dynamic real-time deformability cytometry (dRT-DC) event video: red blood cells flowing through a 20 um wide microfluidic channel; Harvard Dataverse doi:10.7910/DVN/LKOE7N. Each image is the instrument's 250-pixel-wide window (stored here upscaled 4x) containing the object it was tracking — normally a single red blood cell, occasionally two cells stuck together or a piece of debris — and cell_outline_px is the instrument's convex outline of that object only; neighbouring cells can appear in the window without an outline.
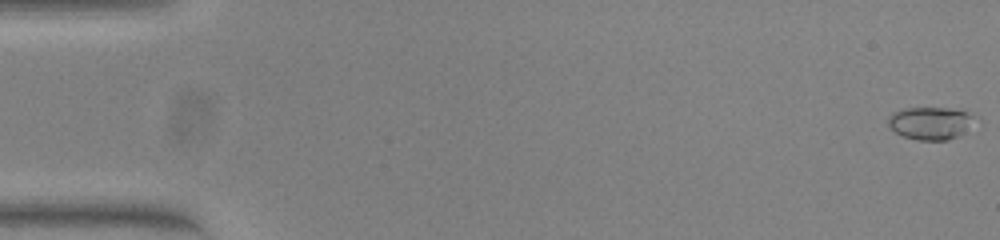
{"species": "common noctule bat (a hibernating species)", "species_latin": "Nyctalus noctula", "temperature_condition": "warm", "stored_images_in_passage": 51, "camera_frame_rate_fps": 3000, "um_per_image_px": 0.085, "animal": {"sex": "female", "body_mass_g": 23.0, "forearm_length_mm": 53.4}, "frame": {"image": 1, "passage_image": 1, "time_ms": 0.0, "image_size_px": [1000, 240], "cell_outline_px": [[972, 116], [960, 132], [956, 136], [948, 140], [916, 140], [904, 136], [888, 128], [888, 116], [892, 112], [900, 108], [948, 108], [964, 112]], "centroid_in_image_um": [78.88, 10.46], "position_along_channel_um": 6.1, "area_um2": 15.78}}
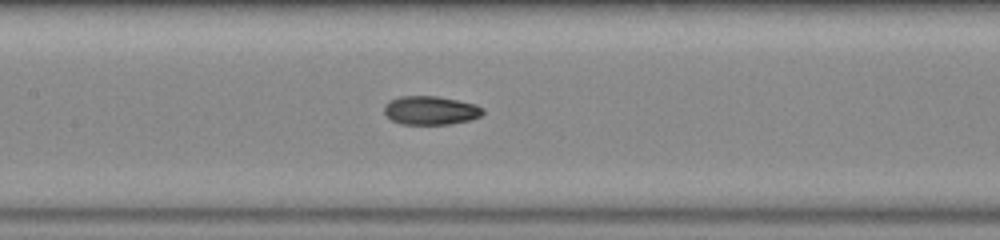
{"frame": {"image": 2, "passage_image": 26, "time_ms": 8.333, "image_size_px": [1000, 240], "cell_outline_px": [[484, 112], [480, 116], [468, 120], [448, 124], [400, 124], [392, 120], [384, 112], [384, 104], [388, 100], [400, 96], [436, 96], [476, 104], [484, 108]], "centroid_in_image_um": [36.57, 9.37], "position_along_channel_um": 170.8, "area_um2": 16.47}}
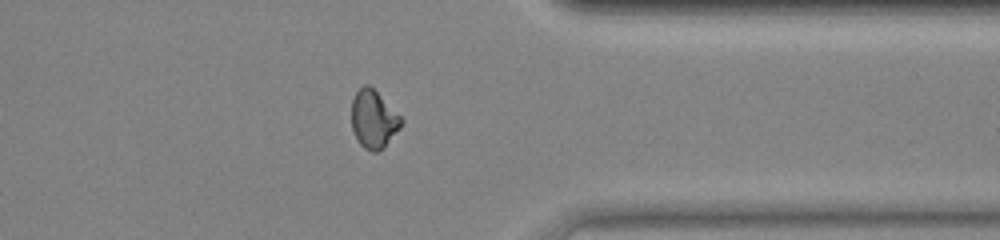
{"frame": {"image": 3, "passage_image": 43, "time_ms": 14.0, "image_size_px": [1000, 240], "cell_outline_px": [[404, 120], [400, 128], [384, 148], [376, 152], [372, 152], [364, 148], [360, 144], [352, 128], [352, 100], [356, 92], [364, 84], [368, 84]], "centroid_in_image_um": [31.75, 10.16], "position_along_channel_um": 379.6, "area_um2": 16.53}}